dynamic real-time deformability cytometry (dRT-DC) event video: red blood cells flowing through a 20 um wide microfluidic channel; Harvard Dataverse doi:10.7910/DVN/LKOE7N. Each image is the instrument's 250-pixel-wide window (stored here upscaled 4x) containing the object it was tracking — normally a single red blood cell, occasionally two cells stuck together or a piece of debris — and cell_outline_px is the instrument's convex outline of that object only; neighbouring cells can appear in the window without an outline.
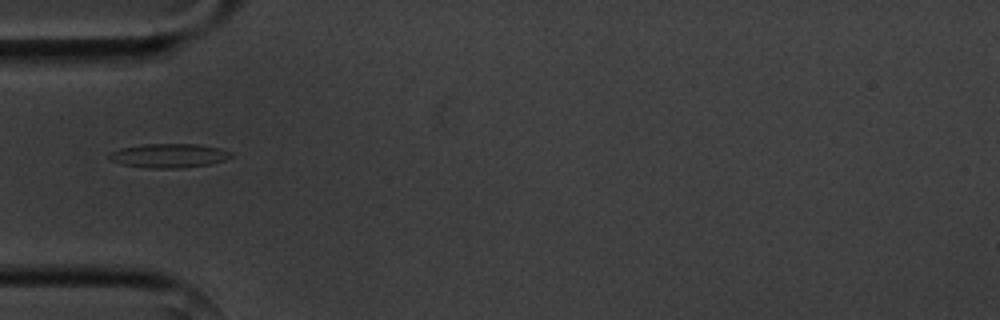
{"species": "common noctule bat (a hibernating species)", "species_latin": "Nyctalus noctula", "temperature_condition": "cold", "stored_images_in_passage": 1, "camera_frame_rate_fps": 3000, "um_per_image_px": 0.085, "animal": {"sex": "male", "body_mass_g": 20.1, "forearm_length_mm": 53.5}, "frame": {"image": 1, "passage_image": 1, "time_ms": 0.0, "image_size_px": [1000, 320], "cell_outline_px": [[232, 156], [224, 160], [208, 164], [180, 168], [152, 168], [120, 164], [108, 160], [108, 152], [120, 148], [140, 144], [200, 144], [220, 148], [232, 152]], "centroid_in_image_um": [14.3, 13.22], "position_along_channel_um": 70.7, "area_um2": 17.22}}